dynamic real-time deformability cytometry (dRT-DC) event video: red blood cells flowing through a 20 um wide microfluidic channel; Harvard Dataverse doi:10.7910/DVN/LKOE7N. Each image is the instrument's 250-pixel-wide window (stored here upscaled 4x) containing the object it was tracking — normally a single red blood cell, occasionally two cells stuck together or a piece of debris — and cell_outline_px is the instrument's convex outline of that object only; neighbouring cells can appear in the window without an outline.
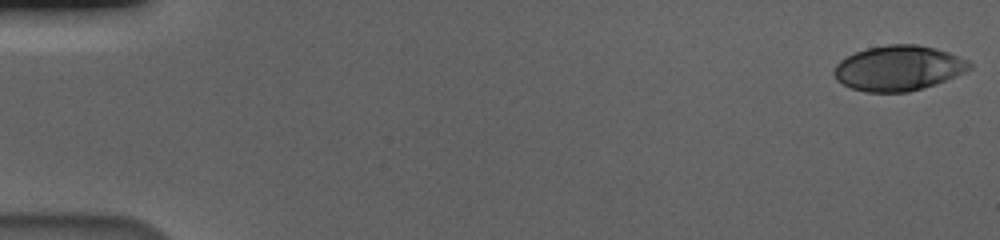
{"species": "human", "species_latin": "Homo sapiens", "temperature_condition": "cold", "stored_images_in_passage": 58, "camera_frame_rate_fps": 3000, "um_per_image_px": 0.085, "donor": {"sex": "male"}, "frame": {"image": 1, "passage_image": 1, "time_ms": 0.0, "image_size_px": [1000, 240], "cell_outline_px": [[972, 68], [964, 72], [944, 80], [908, 92], [864, 92], [852, 88], [836, 80], [832, 72], [836, 64], [840, 60], [856, 52], [868, 48], [888, 44], [916, 44], [936, 48], [948, 52], [968, 60], [972, 64]], "centroid_in_image_um": [76.34, 5.78], "position_along_channel_um": 8.7, "area_um2": 35.37}}
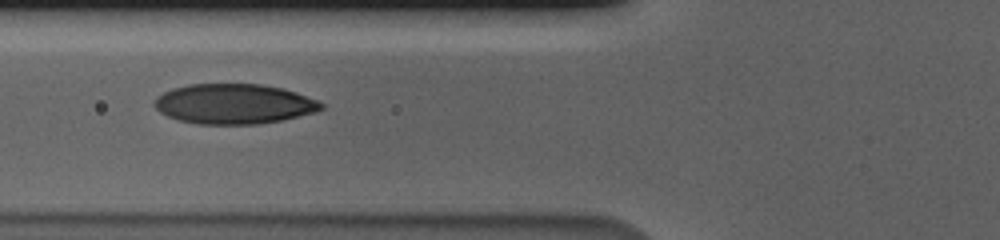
{"frame": {"image": 2, "passage_image": 23, "time_ms": 7.333, "image_size_px": [1000, 240], "cell_outline_px": [[324, 108], [316, 112], [280, 120], [256, 124], [196, 124], [180, 120], [168, 116], [160, 112], [152, 104], [156, 96], [172, 88], [188, 84], [260, 84], [284, 88], [296, 92], [316, 100], [324, 104]], "centroid_in_image_um": [19.86, 8.82], "position_along_channel_um": 105.9, "area_um2": 38.96}}
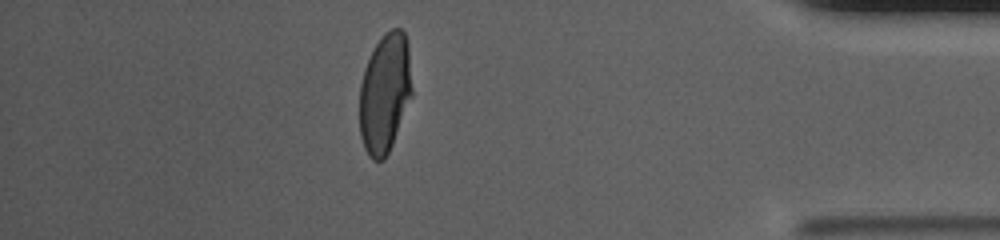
{"frame": {"image": 3, "passage_image": 51, "time_ms": 16.667, "image_size_px": [1000, 240], "cell_outline_px": [[412, 96], [392, 144], [384, 160], [372, 160], [368, 156], [364, 148], [360, 136], [360, 84], [364, 68], [376, 44], [392, 28], [400, 28], [404, 32], [408, 40], [412, 88]], "centroid_in_image_um": [32.72, 7.93], "position_along_channel_um": 402.5, "area_um2": 36.47}, "authors_computed_cell_mechanics": {"area_um2": 37.6278, "velocity_mm_per_s": 3.5793, "shape_relaxation_time_tau1_ms": 4.5664, "shape_relaxation_time_tau2_ms": 0.898, "deformation_change_tau1": 0.1676, "deformation_change_tau2": 0.063}}